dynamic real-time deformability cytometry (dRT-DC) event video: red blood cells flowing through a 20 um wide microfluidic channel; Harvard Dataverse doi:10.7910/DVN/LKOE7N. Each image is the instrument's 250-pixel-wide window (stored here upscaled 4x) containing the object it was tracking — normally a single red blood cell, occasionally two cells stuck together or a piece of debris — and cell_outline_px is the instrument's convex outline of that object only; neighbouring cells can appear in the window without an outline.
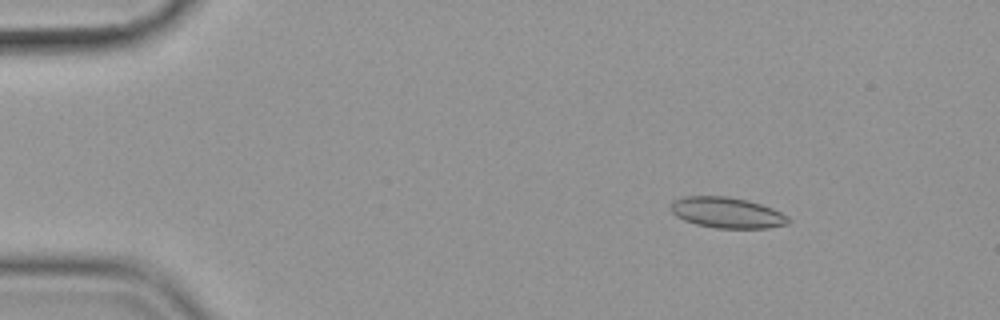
{"species": "common noctule bat (a hibernating species)", "species_latin": "Nyctalus noctula", "temperature_condition": "cold", "stored_images_in_passage": 55, "camera_frame_rate_fps": 3000, "um_per_image_px": 0.085, "animal": {"sex": "female", "body_mass_g": 19.9}, "frame": {"image": 1, "passage_image": 7, "time_ms": 2.0, "image_size_px": [1000, 320], "cell_outline_px": [[792, 220], [788, 224], [768, 228], [716, 228], [696, 224], [684, 220], [676, 216], [672, 212], [672, 200], [684, 196], [728, 196], [748, 200], [772, 208], [788, 216]], "centroid_in_image_um": [61.81, 18.07], "position_along_channel_um": 23.2, "area_um2": 21.15}}
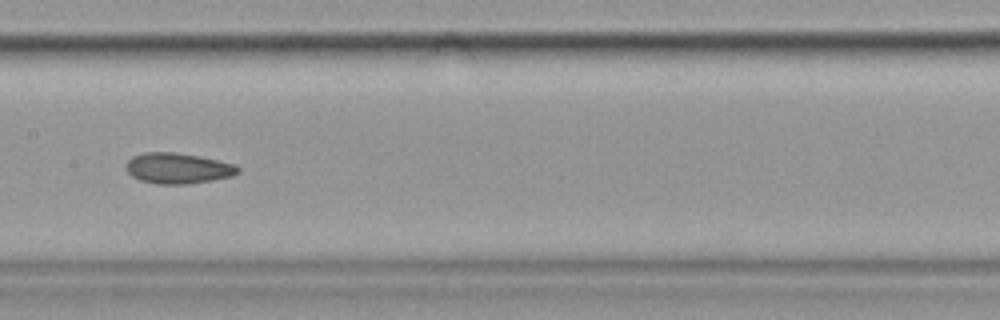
{"frame": {"image": 2, "passage_image": 28, "time_ms": 9.0, "image_size_px": [1000, 320], "cell_outline_px": [[240, 172], [232, 176], [212, 180], [188, 184], [156, 184], [140, 180], [132, 176], [128, 172], [128, 160], [132, 156], [144, 152], [172, 152], [196, 156], [236, 164], [240, 168]], "centroid_in_image_um": [15.14, 14.31], "position_along_channel_um": 192.3, "area_um2": 19.83}}
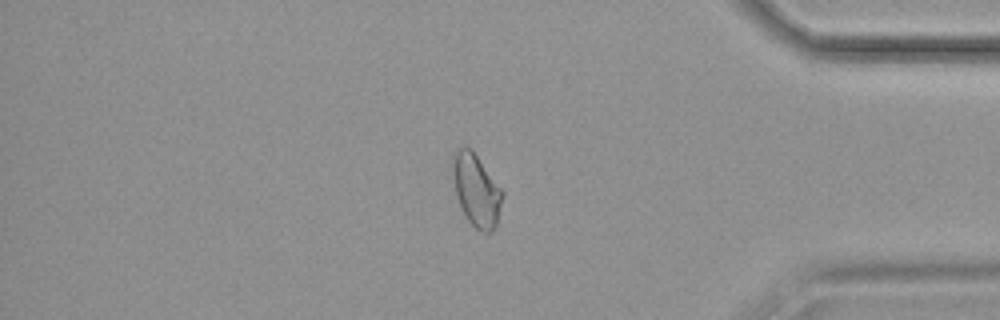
{"frame": {"image": 3, "passage_image": 47, "time_ms": 15.333, "image_size_px": [1000, 320], "cell_outline_px": [[504, 192], [496, 228], [492, 232], [480, 232], [468, 220], [456, 196], [452, 172], [452, 152], [460, 148], [472, 148]], "centroid_in_image_um": [40.49, 16.15], "position_along_channel_um": 394.7, "area_um2": 21.04}, "authors_computed_cell_mechanics": {"area_um2": 20.4612, "velocity_mm_per_s": 3.581, "shape_relaxation_time_tau1_ms": null, "shape_relaxation_time_tau2_ms": 2.1882, "deformation_change_tau1": null, "deformation_change_tau2": 0.071}}